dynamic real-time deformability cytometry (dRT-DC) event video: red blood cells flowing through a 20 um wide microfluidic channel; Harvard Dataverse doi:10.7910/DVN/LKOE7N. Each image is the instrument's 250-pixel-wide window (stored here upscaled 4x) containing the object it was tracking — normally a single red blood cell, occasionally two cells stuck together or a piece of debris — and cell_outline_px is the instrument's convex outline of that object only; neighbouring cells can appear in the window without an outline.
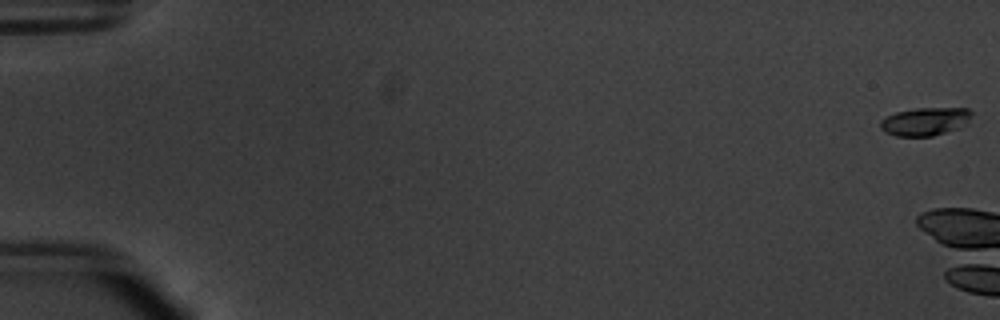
{"species": "common noctule bat (a hibernating species)", "species_latin": "Nyctalus noctula", "temperature_condition": "warm", "stored_images_in_passage": 6, "camera_frame_rate_fps": 3000, "um_per_image_px": 0.085, "animal": {"sex": "male", "body_mass_g": 20.1, "forearm_length_mm": 53.5}, "frame": {"image": 1, "passage_image": 1, "time_ms": 0.0, "image_size_px": [1000, 320], "cell_outline_px": [[972, 116], [968, 124], [960, 128], [932, 136], [896, 136], [884, 132], [880, 128], [880, 120], [896, 112], [916, 108], [968, 108], [972, 112]], "centroid_in_image_um": [78.67, 10.33], "position_along_channel_um": 6.3, "area_um2": 15.14}}